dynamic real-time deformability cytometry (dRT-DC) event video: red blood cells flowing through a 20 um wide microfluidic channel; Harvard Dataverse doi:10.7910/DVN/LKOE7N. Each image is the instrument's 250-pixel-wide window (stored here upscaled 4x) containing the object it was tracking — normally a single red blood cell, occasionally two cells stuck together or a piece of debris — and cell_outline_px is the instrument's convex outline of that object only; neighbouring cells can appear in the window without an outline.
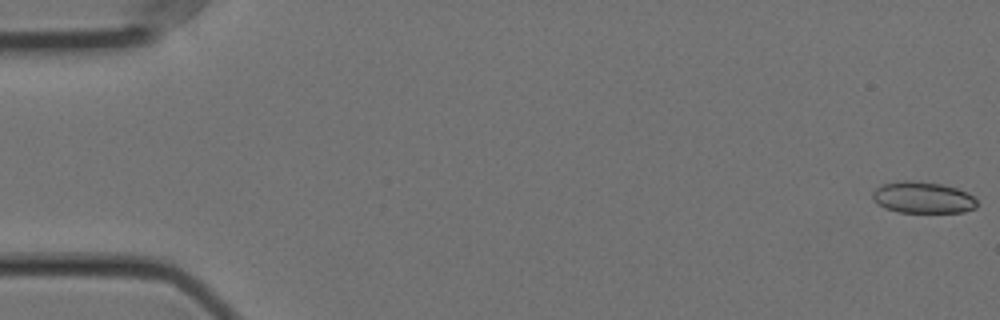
{"species": "Egyptian fruit bat (a non-hibernating species)", "species_latin": "Rousettus aegyptiacus", "temperature_condition": "cold", "stored_images_in_passage": 13, "camera_frame_rate_fps": 3000, "um_per_image_px": 0.085, "animal": {"sex": "female"}, "frame": {"image": 1, "passage_image": 1, "time_ms": 0.0, "image_size_px": [1000, 320], "cell_outline_px": [[976, 208], [964, 212], [900, 212], [884, 208], [872, 200], [872, 192], [876, 188], [884, 184], [904, 180], [908, 180], [940, 184], [956, 188], [968, 192], [976, 200]], "centroid_in_image_um": [78.42, 16.79], "position_along_channel_um": 6.6, "area_um2": 19.07}}